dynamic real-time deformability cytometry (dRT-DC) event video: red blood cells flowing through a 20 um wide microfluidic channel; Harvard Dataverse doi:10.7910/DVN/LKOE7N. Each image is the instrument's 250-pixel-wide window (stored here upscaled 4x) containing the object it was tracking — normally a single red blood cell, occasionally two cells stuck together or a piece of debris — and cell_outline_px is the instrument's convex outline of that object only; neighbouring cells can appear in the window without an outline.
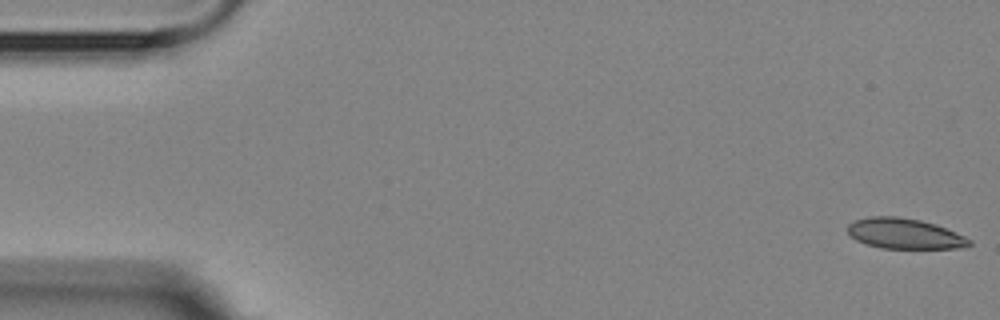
{"species": "Egyptian fruit bat (a non-hibernating species)", "species_latin": "Rousettus aegyptiacus", "temperature_condition": "room temperature", "stored_images_in_passage": 3, "camera_frame_rate_fps": 3000, "um_per_image_px": 0.085, "animal": {"sex": "female"}, "frame": {"image": 1, "passage_image": 1, "time_ms": 0.0, "image_size_px": [1000, 320], "cell_outline_px": [[972, 244], [964, 248], [880, 248], [856, 240], [848, 232], [848, 224], [852, 220], [868, 216], [896, 216], [920, 220], [936, 224], [964, 236], [972, 240]], "centroid_in_image_um": [76.88, 19.85], "position_along_channel_um": 8.1, "area_um2": 21.62}}